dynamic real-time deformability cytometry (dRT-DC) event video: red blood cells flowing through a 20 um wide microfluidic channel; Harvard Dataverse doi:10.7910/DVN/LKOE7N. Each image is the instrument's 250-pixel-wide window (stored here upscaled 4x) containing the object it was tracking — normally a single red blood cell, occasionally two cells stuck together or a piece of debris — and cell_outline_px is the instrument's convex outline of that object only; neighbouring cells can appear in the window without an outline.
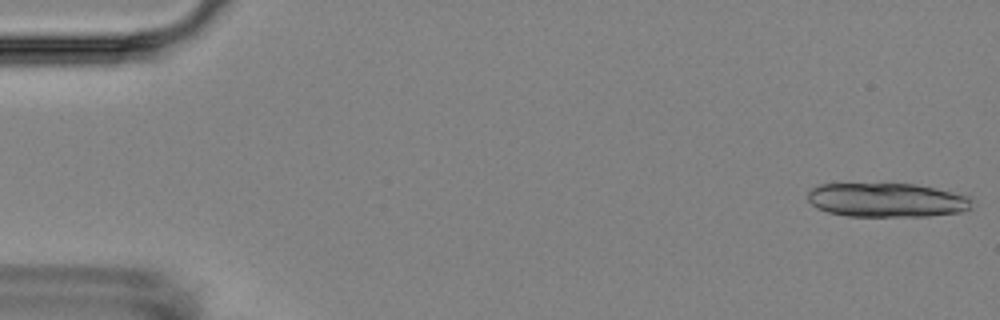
{"species": "Egyptian fruit bat (a non-hibernating species)", "species_latin": "Rousettus aegyptiacus", "temperature_condition": "room temperature", "stored_images_in_passage": 4, "camera_frame_rate_fps": 3000, "um_per_image_px": 0.085, "animal": {"sex": "female"}, "frame": {"image": 1, "passage_image": 1, "time_ms": 0.0, "image_size_px": [1000, 320], "cell_outline_px": [[972, 208], [960, 212], [928, 216], [848, 216], [828, 212], [816, 208], [808, 200], [808, 192], [812, 188], [820, 184], [916, 184], [936, 188], [972, 196]], "centroid_in_image_um": [75.42, 17.0], "position_along_channel_um": 9.6, "area_um2": 32.77}}